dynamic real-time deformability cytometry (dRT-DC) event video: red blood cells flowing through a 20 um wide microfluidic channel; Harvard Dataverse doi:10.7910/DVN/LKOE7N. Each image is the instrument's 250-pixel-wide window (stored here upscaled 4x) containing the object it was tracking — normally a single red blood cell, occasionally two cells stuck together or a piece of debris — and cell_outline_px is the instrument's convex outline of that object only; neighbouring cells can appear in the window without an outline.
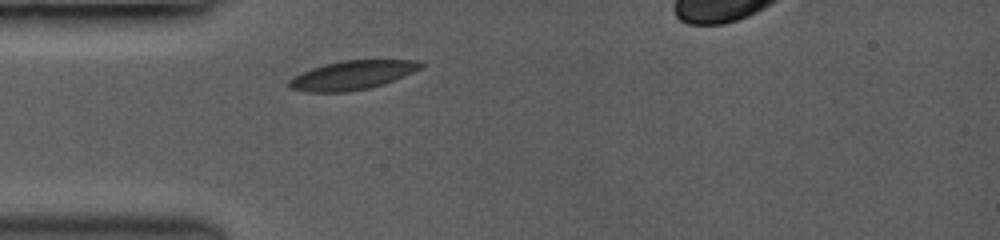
{"species": "common noctule bat (a hibernating species)", "species_latin": "Nyctalus noctula", "temperature_condition": "room temperature", "stored_images_in_passage": 6, "camera_frame_rate_fps": 3000, "um_per_image_px": 0.085, "animal": {"sex": "female", "body_mass_g": 19.0, "forearm_length_mm": 53.3}, "frame": {"image": 1, "passage_image": 1, "time_ms": 0.0, "image_size_px": [1000, 240], "cell_outline_px": [[424, 68], [384, 84], [368, 88], [348, 92], [308, 92], [292, 88], [288, 84], [288, 80], [300, 72], [324, 64], [340, 60], [420, 60], [424, 64]], "centroid_in_image_um": [29.97, 6.38], "position_along_channel_um": 55.0, "area_um2": 22.37}}
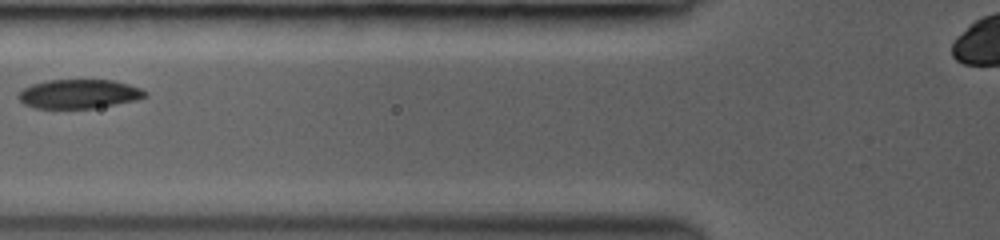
{"frame": {"image": 2, "passage_image": 3, "time_ms": 1.667, "image_size_px": [1000, 240], "cell_outline_px": [[148, 96], [136, 100], [116, 104], [92, 108], [36, 108], [24, 104], [16, 96], [24, 88], [32, 84], [44, 80], [112, 80], [128, 84], [140, 88], [148, 92]], "centroid_in_image_um": [6.71, 7.98], "position_along_channel_um": 119.1, "area_um2": 21.44}}
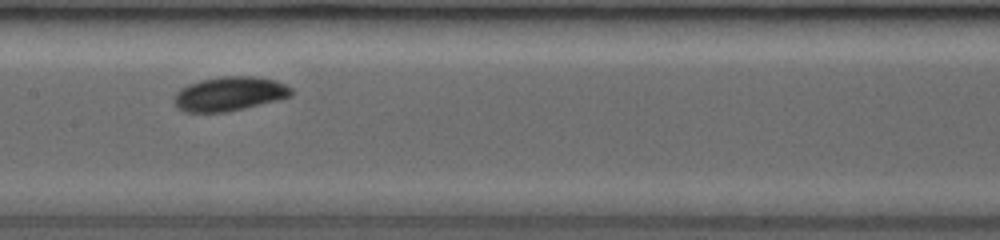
{"frame": {"image": 3, "passage_image": 5, "time_ms": 3.333, "image_size_px": [1000, 240], "cell_outline_px": [[292, 96], [280, 100], [228, 112], [184, 112], [176, 108], [172, 100], [176, 92], [180, 88], [188, 84], [200, 80], [220, 76], [256, 76], [276, 80], [292, 88]], "centroid_in_image_um": [19.49, 7.98], "position_along_channel_um": 187.9, "area_um2": 23.81}}